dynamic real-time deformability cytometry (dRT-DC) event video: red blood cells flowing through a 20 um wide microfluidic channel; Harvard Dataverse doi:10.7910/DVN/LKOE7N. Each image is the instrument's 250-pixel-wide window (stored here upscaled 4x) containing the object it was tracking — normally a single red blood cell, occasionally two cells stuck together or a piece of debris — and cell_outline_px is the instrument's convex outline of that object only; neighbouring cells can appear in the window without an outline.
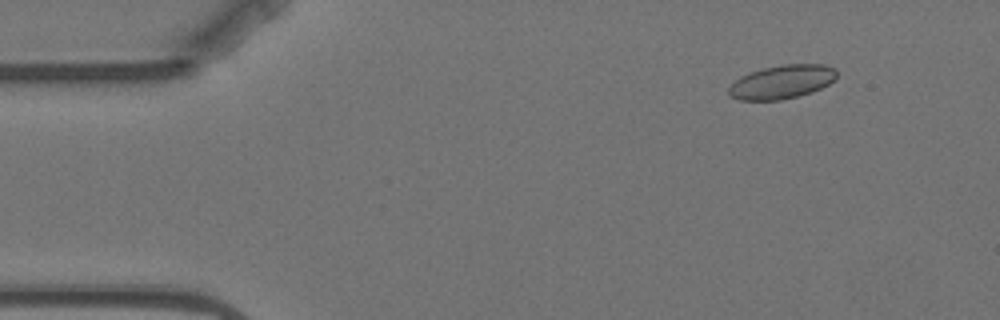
{"species": "Egyptian fruit bat (a non-hibernating species)", "species_latin": "Rousettus aegyptiacus", "temperature_condition": "warm", "stored_images_in_passage": 6, "camera_frame_rate_fps": 3000, "um_per_image_px": 0.085, "animal": {"sex": "female"}, "frame": {"image": 1, "passage_image": 2, "time_ms": 1.0, "image_size_px": [1000, 320], "cell_outline_px": [[836, 80], [812, 92], [780, 100], [740, 100], [728, 96], [728, 88], [740, 76], [748, 72], [780, 64], [824, 64], [836, 68]], "centroid_in_image_um": [66.45, 6.95], "position_along_channel_um": 18.5, "area_um2": 21.33}}
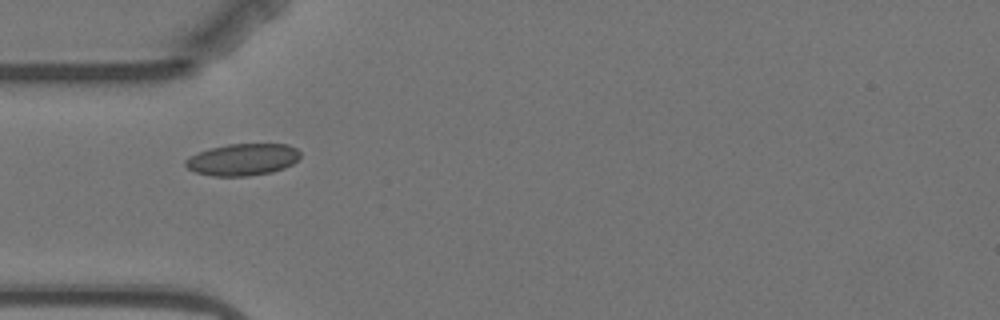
{"frame": {"image": 2, "passage_image": 5, "time_ms": 4.667, "image_size_px": [1000, 320], "cell_outline_px": [[300, 156], [292, 164], [284, 168], [272, 172], [248, 176], [216, 176], [196, 172], [188, 168], [184, 164], [184, 160], [200, 152], [212, 148], [228, 144], [288, 144], [296, 148], [300, 152]], "centroid_in_image_um": [20.65, 13.56], "position_along_channel_um": 64.3, "area_um2": 21.1}}
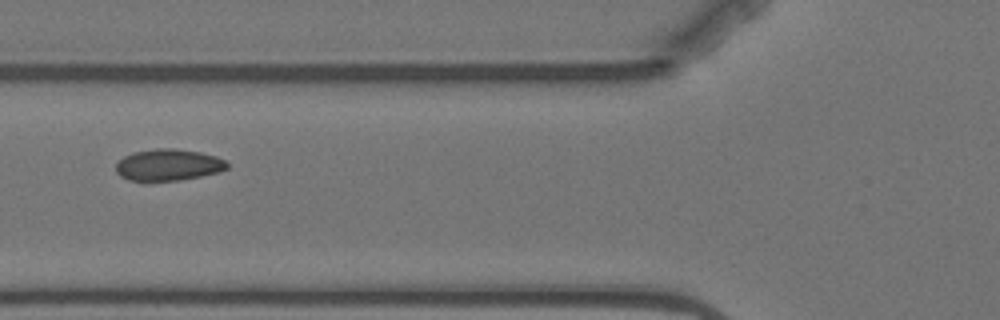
{"frame": {"image": 3, "passage_image": 6, "time_ms": 6.0, "image_size_px": [1000, 320], "cell_outline_px": [[228, 168], [220, 172], [180, 180], [128, 180], [120, 176], [116, 172], [116, 164], [124, 156], [132, 152], [156, 148], [172, 148], [200, 152], [216, 156], [224, 160], [228, 164]], "centroid_in_image_um": [14.31, 14.0], "position_along_channel_um": 111.5, "area_um2": 20.4}}